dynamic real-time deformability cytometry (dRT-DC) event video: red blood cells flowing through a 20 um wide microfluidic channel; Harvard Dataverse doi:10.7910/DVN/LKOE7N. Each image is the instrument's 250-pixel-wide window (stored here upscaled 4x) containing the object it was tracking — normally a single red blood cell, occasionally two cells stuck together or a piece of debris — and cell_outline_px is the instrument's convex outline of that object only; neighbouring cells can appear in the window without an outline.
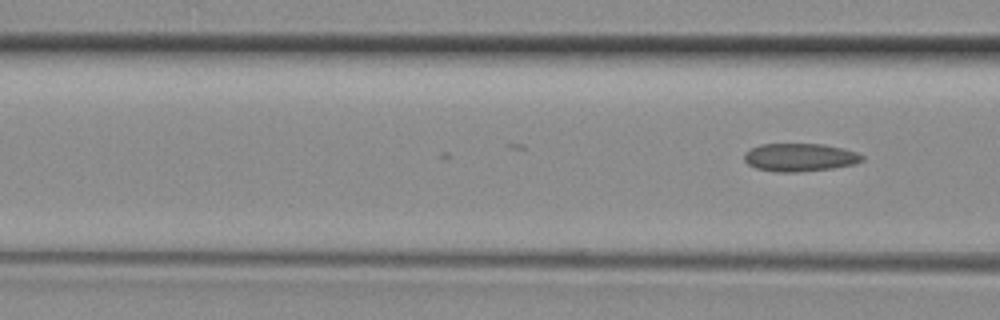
{"species": "common noctule bat (a hibernating species)", "species_latin": "Nyctalus noctula", "temperature_condition": "room temperature", "stored_images_in_passage": 15, "camera_frame_rate_fps": 3000, "um_per_image_px": 0.085, "animal": {"sex": "female", "body_mass_g": 29.2, "forearm_length_mm": 56.3}, "frame": {"image": 1, "passage_image": 15, "time_ms": 4.667, "image_size_px": [1000, 320], "cell_outline_px": [[864, 160], [856, 164], [832, 168], [796, 172], [776, 172], [756, 168], [748, 164], [744, 160], [744, 152], [760, 144], [824, 144], [844, 148], [856, 152], [864, 156]], "centroid_in_image_um": [68.0, 13.37], "position_along_channel_um": 98.6, "area_um2": 19.36}}